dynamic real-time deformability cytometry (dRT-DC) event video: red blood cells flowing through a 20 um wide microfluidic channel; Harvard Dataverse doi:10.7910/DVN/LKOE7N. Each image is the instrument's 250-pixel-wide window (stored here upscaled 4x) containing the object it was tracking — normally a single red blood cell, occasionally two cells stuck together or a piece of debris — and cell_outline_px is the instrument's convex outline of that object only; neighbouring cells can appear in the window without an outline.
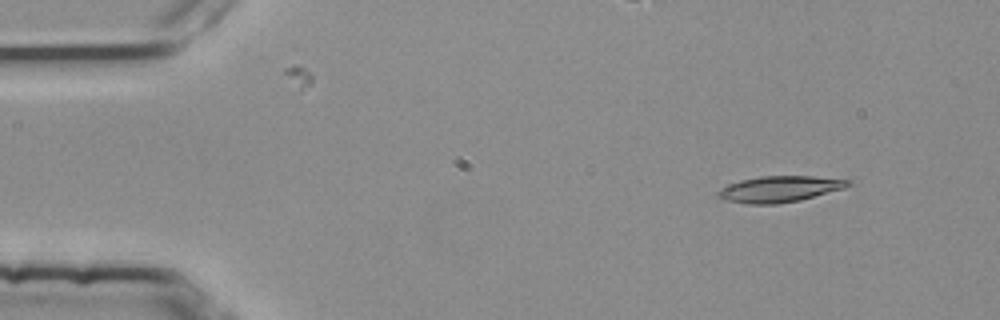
{"species": "common noctule bat (a hibernating species)", "species_latin": "Nyctalus noctula", "temperature_condition": "room temperature", "stored_images_in_passage": 5, "camera_frame_rate_fps": 3000, "um_per_image_px": 0.085, "animal": {"sex": "female", "body_mass_g": 25.1}, "frame": {"image": 1, "passage_image": 2, "time_ms": 0.333, "image_size_px": [1000, 320], "cell_outline_px": [[852, 184], [844, 188], [800, 200], [776, 204], [748, 204], [724, 200], [716, 196], [716, 192], [728, 184], [740, 180], [760, 176], [812, 176], [852, 180]], "centroid_in_image_um": [66.24, 16.07], "position_along_channel_um": 18.8, "area_um2": 19.83}}
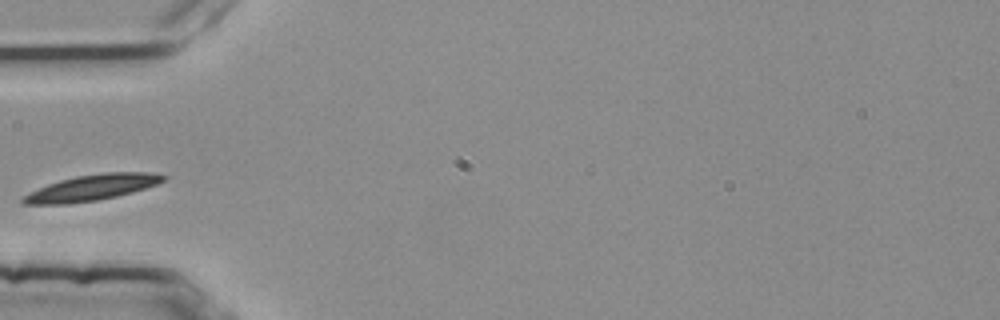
{"frame": {"image": 2, "passage_image": 5, "time_ms": 1.333, "image_size_px": [1000, 320], "cell_outline_px": [[168, 176], [164, 180], [156, 184], [132, 192], [116, 196], [96, 200], [68, 204], [20, 204], [20, 200], [24, 196], [48, 184], [60, 180], [76, 176], [104, 172], [152, 172]], "centroid_in_image_um": [7.82, 15.94], "position_along_channel_um": 77.2, "area_um2": 20.92}}